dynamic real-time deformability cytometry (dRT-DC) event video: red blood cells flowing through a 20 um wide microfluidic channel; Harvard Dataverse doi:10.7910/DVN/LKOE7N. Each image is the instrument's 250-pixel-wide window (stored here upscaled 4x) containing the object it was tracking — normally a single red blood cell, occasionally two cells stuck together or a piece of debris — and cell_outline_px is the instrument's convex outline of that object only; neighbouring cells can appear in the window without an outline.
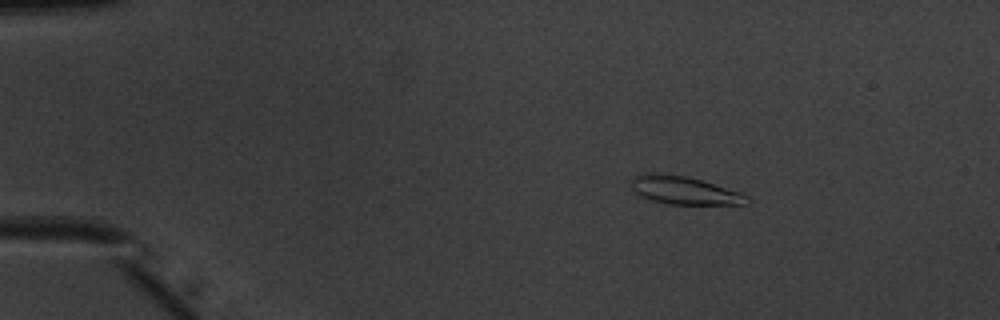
{"species": "common noctule bat (a hibernating species)", "species_latin": "Nyctalus noctula", "temperature_condition": "warm", "stored_images_in_passage": 51, "camera_frame_rate_fps": 3000, "um_per_image_px": 0.085, "animal": {"sex": "male", "body_mass_g": 20.1, "forearm_length_mm": 53.5}, "frame": {"image": 1, "passage_image": 8, "time_ms": 2.333, "image_size_px": [1000, 320], "cell_outline_px": [[752, 200], [748, 204], [668, 204], [652, 200], [640, 196], [632, 188], [632, 180], [636, 176], [648, 172], [656, 172], [684, 176], [700, 180], [740, 192], [748, 196]], "centroid_in_image_um": [58.18, 16.18], "position_along_channel_um": 26.8, "area_um2": 18.73}}
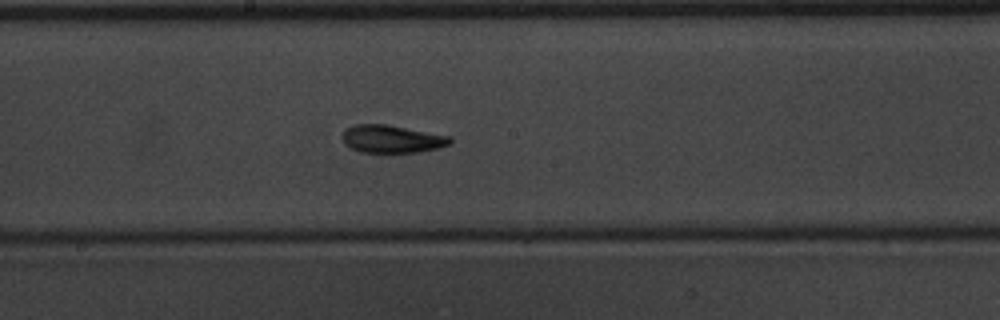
{"frame": {"image": 2, "passage_image": 28, "time_ms": 9.0, "image_size_px": [1000, 320], "cell_outline_px": [[452, 144], [436, 148], [416, 152], [360, 152], [344, 144], [344, 128], [352, 124], [388, 124], [452, 136]], "centroid_in_image_um": [33.33, 11.79], "position_along_channel_um": 214.9, "area_um2": 17.51}}
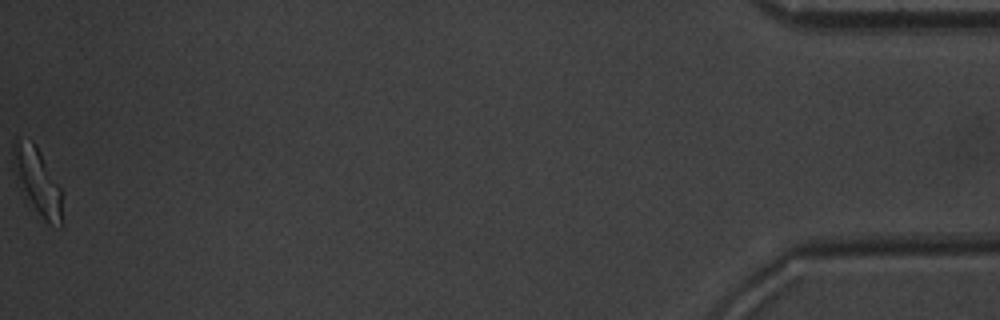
{"frame": {"image": 3, "passage_image": 51, "time_ms": 16.667, "image_size_px": [1000, 320], "cell_outline_px": [[64, 224], [60, 228], [48, 224], [24, 200], [12, 168], [12, 144], [32, 140], [36, 144], [64, 192]], "centroid_in_image_um": [3.25, 15.55], "position_along_channel_um": 432.0, "area_um2": 20.23}, "authors_computed_cell_mechanics": {"area_um2": 17.5134, "velocity_mm_per_s": 4.0134, "shape_relaxation_time_tau1_ms": 2.5839, "shape_relaxation_time_tau2_ms": 2.9814, "deformation_change_tau1": 0.1606, "deformation_change_tau2": 0.1125}}